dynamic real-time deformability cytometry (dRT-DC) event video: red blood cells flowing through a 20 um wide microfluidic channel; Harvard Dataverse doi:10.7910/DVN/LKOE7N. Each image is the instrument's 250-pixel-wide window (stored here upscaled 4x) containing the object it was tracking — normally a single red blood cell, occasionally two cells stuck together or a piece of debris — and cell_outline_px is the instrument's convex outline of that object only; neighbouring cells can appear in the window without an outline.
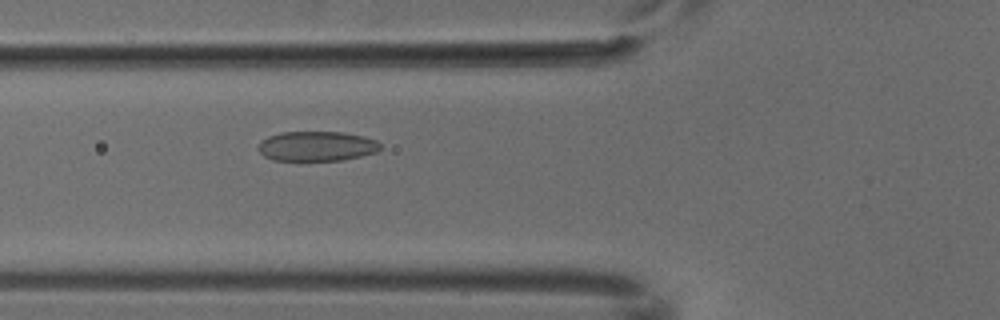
{"species": "common noctule bat (a hibernating species)", "species_latin": "Nyctalus noctula", "temperature_condition": "cold", "stored_images_in_passage": 6, "camera_frame_rate_fps": 3000, "um_per_image_px": 0.085, "animal": {"sex": "male", "body_mass_g": 18.8}, "frame": {"image": 1, "passage_image": 6, "time_ms": 1.667, "image_size_px": [1000, 320], "cell_outline_px": [[380, 148], [376, 152], [360, 156], [340, 160], [272, 160], [264, 156], [256, 148], [260, 140], [268, 136], [280, 132], [344, 132], [364, 136], [376, 140], [380, 144]], "centroid_in_image_um": [26.88, 12.41], "position_along_channel_um": 98.9, "area_um2": 21.27}}